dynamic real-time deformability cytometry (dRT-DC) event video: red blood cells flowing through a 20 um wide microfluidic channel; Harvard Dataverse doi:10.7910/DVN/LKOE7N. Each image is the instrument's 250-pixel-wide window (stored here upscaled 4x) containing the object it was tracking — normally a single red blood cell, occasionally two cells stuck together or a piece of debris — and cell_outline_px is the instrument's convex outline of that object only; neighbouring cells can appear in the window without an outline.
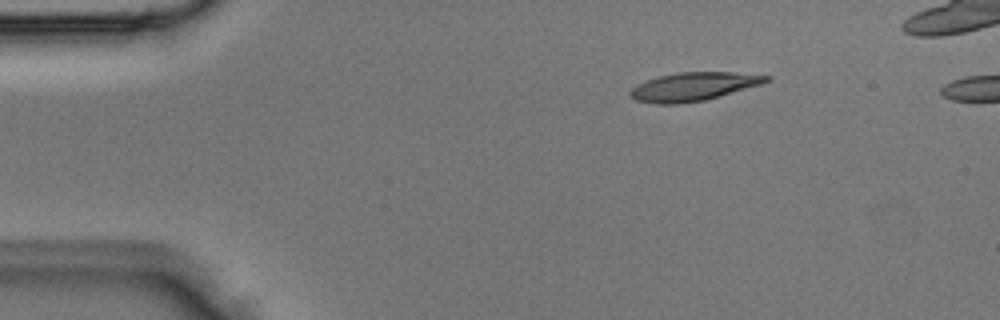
{"species": "Egyptian fruit bat (a non-hibernating species)", "species_latin": "Rousettus aegyptiacus", "temperature_condition": "room temperature", "stored_images_in_passage": 4, "camera_frame_rate_fps": 3000, "um_per_image_px": 0.085, "animal": {"sex": "male"}, "frame": {"image": 1, "passage_image": 4, "time_ms": 1.0, "image_size_px": [1000, 320], "cell_outline_px": [[772, 76], [768, 80], [760, 84], [720, 96], [704, 100], [680, 104], [656, 104], [636, 100], [628, 92], [636, 84], [660, 76], [676, 72], [732, 72]], "centroid_in_image_um": [58.91, 7.36], "position_along_channel_um": 26.1, "area_um2": 22.31}}